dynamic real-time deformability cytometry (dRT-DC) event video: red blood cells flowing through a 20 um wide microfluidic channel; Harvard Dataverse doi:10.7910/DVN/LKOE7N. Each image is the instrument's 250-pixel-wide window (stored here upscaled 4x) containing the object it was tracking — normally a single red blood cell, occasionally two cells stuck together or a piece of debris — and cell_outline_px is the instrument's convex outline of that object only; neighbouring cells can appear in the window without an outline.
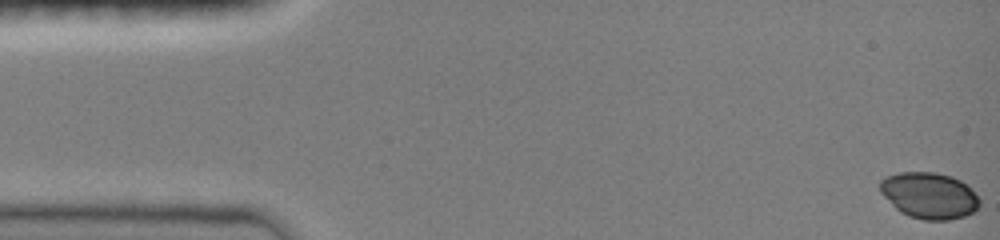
{"species": "common noctule bat (a hibernating species)", "species_latin": "Nyctalus noctula", "temperature_condition": "room temperature", "stored_images_in_passage": 46, "camera_frame_rate_fps": 3000, "um_per_image_px": 0.085, "animal": {"sex": "female", "body_mass_g": 19.0, "forearm_length_mm": 51.5}, "frame": {"image": 1, "passage_image": 1, "time_ms": 0.0, "image_size_px": [1000, 240], "cell_outline_px": [[980, 204], [972, 212], [964, 216], [948, 220], [924, 220], [908, 216], [900, 212], [880, 192], [880, 180], [888, 176], [900, 172], [936, 172], [952, 176], [968, 184], [972, 188], [980, 200]], "centroid_in_image_um": [79.0, 16.61], "position_along_channel_um": 6.0, "area_um2": 26.88}}
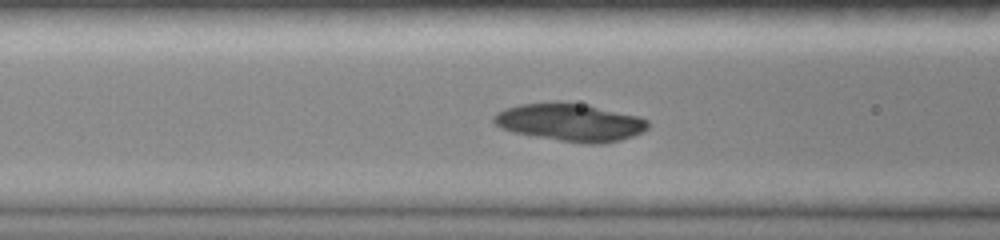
{"frame": {"image": 2, "passage_image": 19, "time_ms": 6.0, "image_size_px": [1000, 240], "cell_outline_px": [[648, 128], [632, 136], [620, 140], [600, 144], [588, 144], [560, 140], [536, 136], [516, 132], [500, 128], [492, 120], [492, 116], [496, 112], [504, 108], [520, 104], [556, 100], [588, 104], [640, 116], [648, 120]], "centroid_in_image_um": [48.46, 10.36], "position_along_channel_um": 118.1, "area_um2": 34.28}}
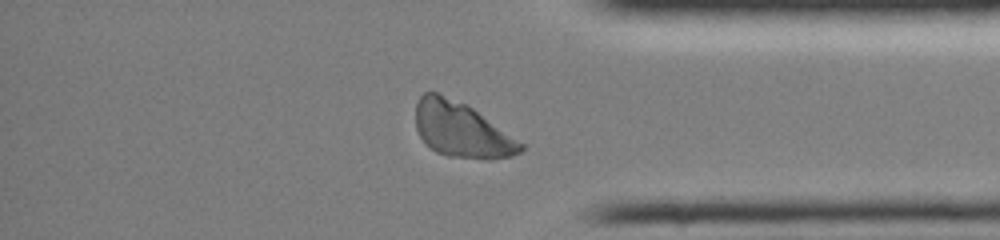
{"frame": {"image": 3, "passage_image": 40, "time_ms": 13.0, "image_size_px": [1000, 240], "cell_outline_px": [[524, 148], [520, 152], [512, 156], [492, 160], [488, 160], [448, 156], [436, 152], [424, 144], [416, 128], [416, 104], [420, 96], [424, 92], [436, 92], [464, 104], [472, 108], [524, 144]], "centroid_in_image_um": [39.21, 11.07], "position_along_channel_um": 396.0, "area_um2": 33.52}}